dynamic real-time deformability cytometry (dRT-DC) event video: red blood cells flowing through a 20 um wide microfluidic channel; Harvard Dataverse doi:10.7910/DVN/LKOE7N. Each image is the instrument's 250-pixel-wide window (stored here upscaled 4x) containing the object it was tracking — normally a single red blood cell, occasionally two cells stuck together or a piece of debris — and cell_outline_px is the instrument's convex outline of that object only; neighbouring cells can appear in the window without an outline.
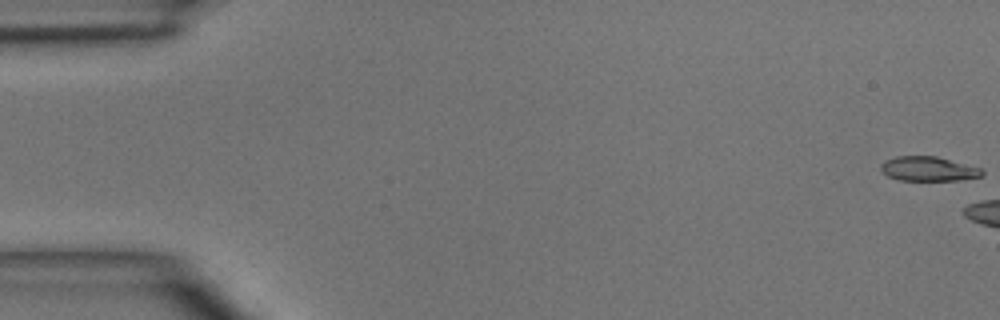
{"species": "common noctule bat (a hibernating species)", "species_latin": "Nyctalus noctula", "temperature_condition": "room temperature", "stored_images_in_passage": 6, "camera_frame_rate_fps": 3000, "um_per_image_px": 0.085, "animal": {"sex": "male", "body_mass_g": 15.6}, "frame": {"image": 1, "passage_image": 1, "time_ms": 0.0, "image_size_px": [1000, 320], "cell_outline_px": [[984, 172], [980, 176], [960, 180], [900, 180], [888, 176], [880, 168], [880, 164], [884, 160], [896, 156], [936, 156], [980, 168]], "centroid_in_image_um": [78.87, 14.34], "position_along_channel_um": 6.1, "area_um2": 14.28}}